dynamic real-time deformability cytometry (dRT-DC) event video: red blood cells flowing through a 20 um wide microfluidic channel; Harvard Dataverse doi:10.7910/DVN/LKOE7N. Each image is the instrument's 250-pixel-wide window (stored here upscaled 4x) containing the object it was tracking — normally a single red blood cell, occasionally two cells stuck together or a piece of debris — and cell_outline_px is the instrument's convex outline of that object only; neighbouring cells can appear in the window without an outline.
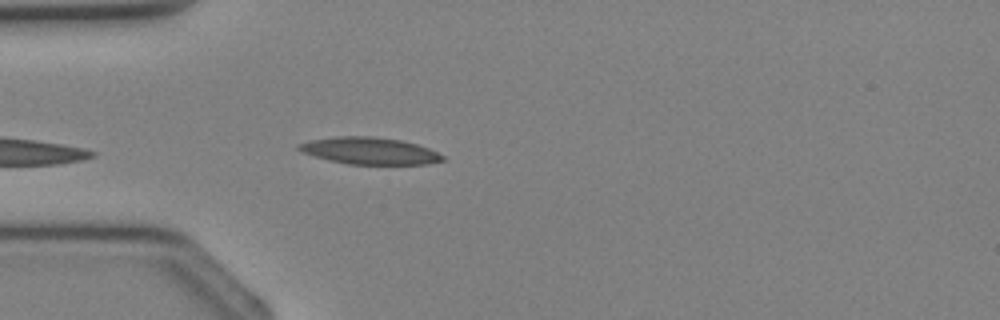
{"species": "Egyptian fruit bat (a non-hibernating species)", "species_latin": "Rousettus aegyptiacus", "temperature_condition": "cold", "stored_images_in_passage": 26, "camera_frame_rate_fps": 3000, "um_per_image_px": 0.085, "animal": {"sex": "female"}, "frame": {"image": 1, "passage_image": 1, "time_ms": 0.0, "image_size_px": [1000, 320], "cell_outline_px": [[444, 160], [428, 164], [348, 164], [316, 156], [304, 152], [296, 148], [296, 144], [308, 140], [336, 136], [372, 136], [400, 140], [416, 144], [428, 148], [444, 156]], "centroid_in_image_um": [31.4, 12.81], "position_along_channel_um": 53.6, "area_um2": 22.37}}
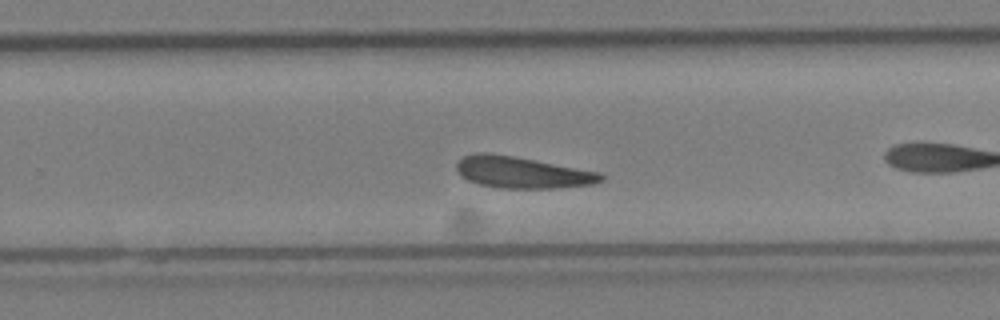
{"frame": {"image": 2, "passage_image": 12, "time_ms": 3.667, "image_size_px": [1000, 320], "cell_outline_px": [[604, 180], [592, 184], [556, 188], [500, 188], [480, 184], [468, 180], [460, 176], [456, 168], [456, 164], [464, 156], [480, 152], [488, 152], [512, 156], [600, 172], [604, 176]], "centroid_in_image_um": [44.37, 14.66], "position_along_channel_um": 285.4, "area_um2": 26.3}}
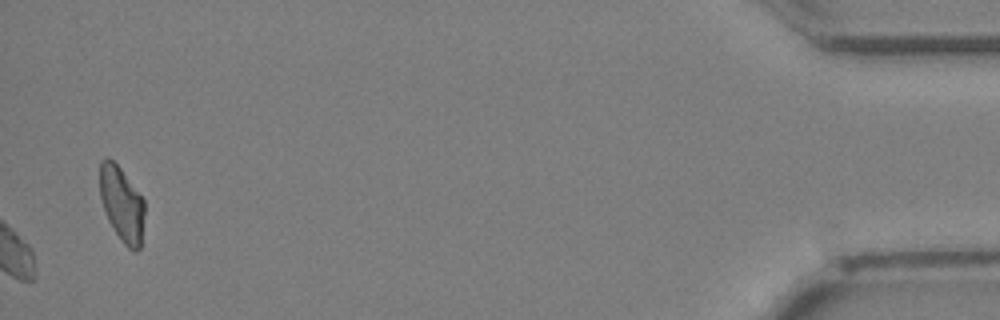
{"frame": {"image": 3, "passage_image": 26, "time_ms": 8.333, "image_size_px": [1000, 320], "cell_outline_px": [[144, 212], [140, 248], [136, 252], [128, 248], [124, 244], [108, 220], [100, 196], [100, 160], [104, 156], [108, 156], [120, 168], [144, 200]], "centroid_in_image_um": [10.34, 17.32], "position_along_channel_um": 424.9, "area_um2": 19.25}}